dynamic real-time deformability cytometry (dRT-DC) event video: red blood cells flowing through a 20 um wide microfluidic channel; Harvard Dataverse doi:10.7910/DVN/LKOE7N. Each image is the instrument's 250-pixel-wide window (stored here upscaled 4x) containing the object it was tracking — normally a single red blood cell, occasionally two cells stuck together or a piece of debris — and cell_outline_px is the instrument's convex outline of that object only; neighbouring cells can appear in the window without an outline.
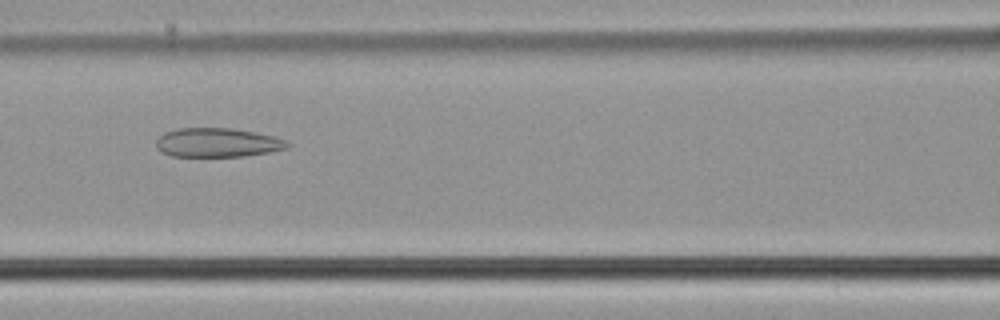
{"species": "common noctule bat (a hibernating species)", "species_latin": "Nyctalus noctula", "temperature_condition": "cold", "stored_images_in_passage": 41, "camera_frame_rate_fps": 3000, "um_per_image_px": 0.085, "animal": {"sex": "male", "body_mass_g": 21.5, "forearm_length_mm": 52.0}, "frame": {"image": 1, "passage_image": 11, "time_ms": 3.333, "image_size_px": [1000, 320], "cell_outline_px": [[292, 144], [288, 148], [268, 152], [244, 156], [172, 156], [160, 152], [156, 148], [156, 140], [164, 132], [176, 128], [228, 128], [276, 136], [288, 140]], "centroid_in_image_um": [18.49, 12.12], "position_along_channel_um": 148.1, "area_um2": 22.37}}
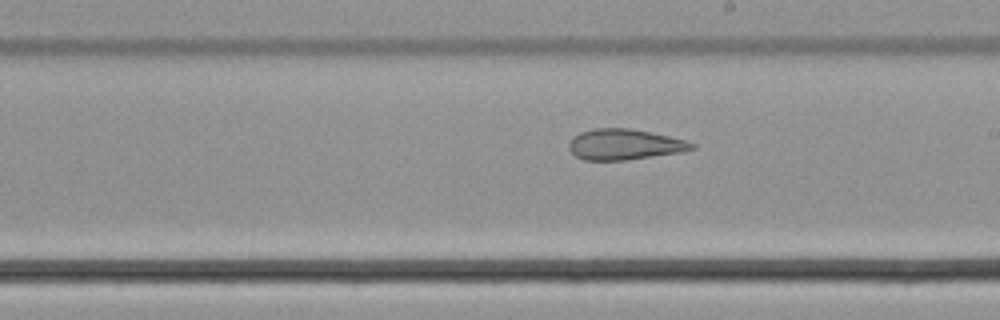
{"frame": {"image": 2, "passage_image": 18, "time_ms": 5.667, "image_size_px": [1000, 320], "cell_outline_px": [[696, 148], [680, 152], [624, 160], [584, 160], [576, 156], [568, 148], [568, 144], [572, 136], [580, 132], [596, 128], [632, 128], [688, 140], [696, 144]], "centroid_in_image_um": [53.08, 12.26], "position_along_channel_um": 235.9, "area_um2": 22.08}}
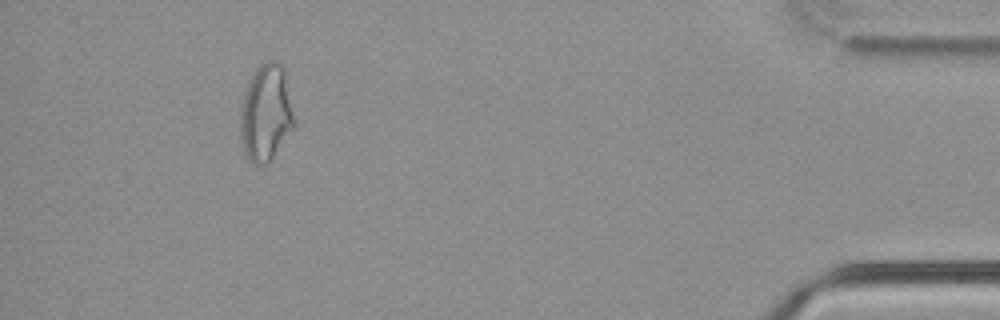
{"frame": {"image": 3, "passage_image": 37, "time_ms": 12.0, "image_size_px": [1000, 320], "cell_outline_px": [[292, 128], [272, 160], [268, 164], [252, 164], [248, 160], [244, 152], [240, 136], [240, 108], [244, 92], [248, 80], [256, 68], [260, 64], [268, 60], [276, 60], [284, 68], [292, 116]], "centroid_in_image_um": [22.54, 9.61], "position_along_channel_um": 412.7, "area_um2": 30.17}, "authors_computed_cell_mechanics": {"area_um2": 24.7384, "velocity_mm_per_s": 3.7759, "shape_relaxation_time_tau1_ms": null, "shape_relaxation_time_tau2_ms": 2.9005, "deformation_change_tau1": null, "deformation_change_tau2": 0.1277}}